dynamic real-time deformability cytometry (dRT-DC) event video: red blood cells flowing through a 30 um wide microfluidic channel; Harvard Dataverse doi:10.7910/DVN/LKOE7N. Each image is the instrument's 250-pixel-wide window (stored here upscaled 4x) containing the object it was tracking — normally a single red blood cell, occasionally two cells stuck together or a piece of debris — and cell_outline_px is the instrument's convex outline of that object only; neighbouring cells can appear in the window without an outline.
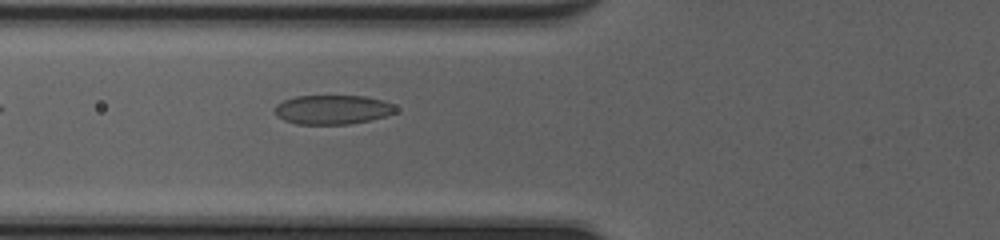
{"species": "common noctule bat (a hibernating species)", "species_latin": "Nyctalus noctula", "temperature_condition": "cold", "stored_images_in_passage": 31, "camera_frame_rate_fps": 3000, "um_per_image_px": 0.085, "animal": {"sex": "female", "body_mass_g": 20.0, "forearm_length_mm": 54.0}, "frame": {"image": 1, "passage_image": 3, "time_ms": 0.667, "image_size_px": [1000, 240], "cell_outline_px": [[396, 112], [384, 116], [368, 120], [348, 124], [296, 124], [284, 120], [276, 116], [276, 104], [284, 100], [296, 96], [364, 96], [380, 100], [392, 104], [396, 108]], "centroid_in_image_um": [28.23, 9.32], "position_along_channel_um": 97.6, "area_um2": 20.35}}
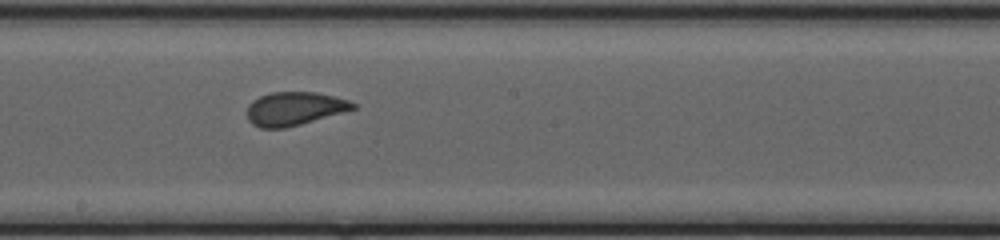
{"frame": {"image": 2, "passage_image": 12, "time_ms": 3.667, "image_size_px": [1000, 240], "cell_outline_px": [[356, 108], [300, 124], [284, 128], [260, 128], [252, 124], [248, 120], [248, 104], [252, 100], [260, 96], [272, 92], [316, 92], [348, 100], [356, 104]], "centroid_in_image_um": [24.99, 9.23], "position_along_channel_um": 223.2, "area_um2": 20.4}}
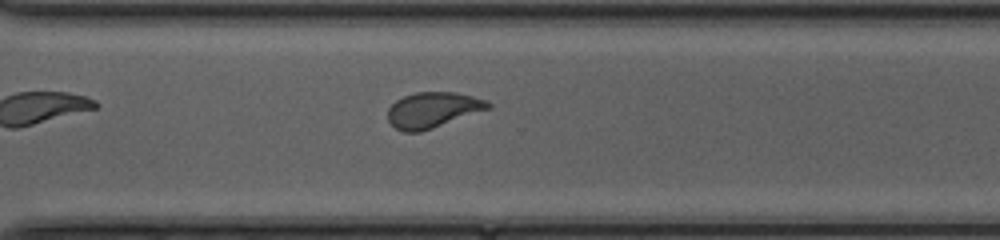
{"frame": {"image": 3, "passage_image": 20, "time_ms": 6.333, "image_size_px": [1000, 240], "cell_outline_px": [[492, 108], [420, 132], [404, 132], [396, 128], [388, 120], [388, 108], [396, 100], [404, 96], [416, 92], [456, 92], [488, 100], [492, 104]], "centroid_in_image_um": [36.81, 9.33], "position_along_channel_um": 333.8, "area_um2": 20.81}}